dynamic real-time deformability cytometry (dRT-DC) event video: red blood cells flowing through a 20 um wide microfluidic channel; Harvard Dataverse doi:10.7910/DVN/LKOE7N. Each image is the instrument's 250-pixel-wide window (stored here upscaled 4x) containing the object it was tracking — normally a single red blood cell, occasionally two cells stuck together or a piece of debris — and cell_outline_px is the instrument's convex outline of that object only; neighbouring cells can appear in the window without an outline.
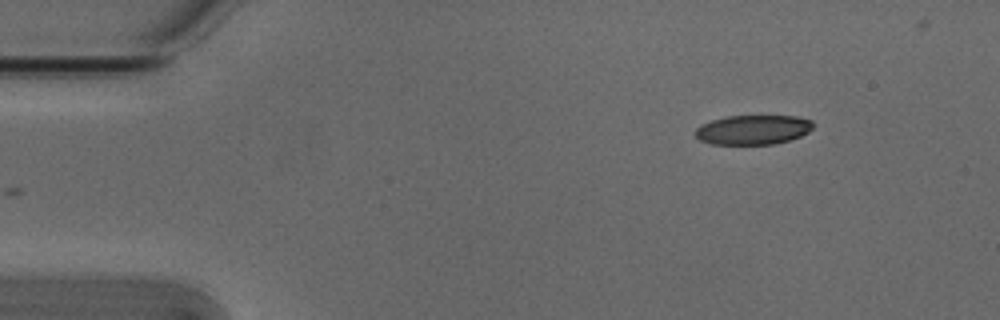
{"species": "Egyptian fruit bat (a non-hibernating species)", "species_latin": "Rousettus aegyptiacus", "temperature_condition": "cold", "stored_images_in_passage": 43, "camera_frame_rate_fps": 3000, "um_per_image_px": 0.085, "animal": {"sex": "male"}, "frame": {"image": 1, "passage_image": 1, "time_ms": 0.0, "image_size_px": [1000, 320], "cell_outline_px": [[812, 128], [808, 132], [800, 136], [788, 140], [772, 144], [712, 144], [700, 140], [696, 136], [696, 128], [700, 124], [712, 120], [728, 116], [796, 116], [812, 120]], "centroid_in_image_um": [63.99, 11.02], "position_along_channel_um": 21.0, "area_um2": 20.11}}
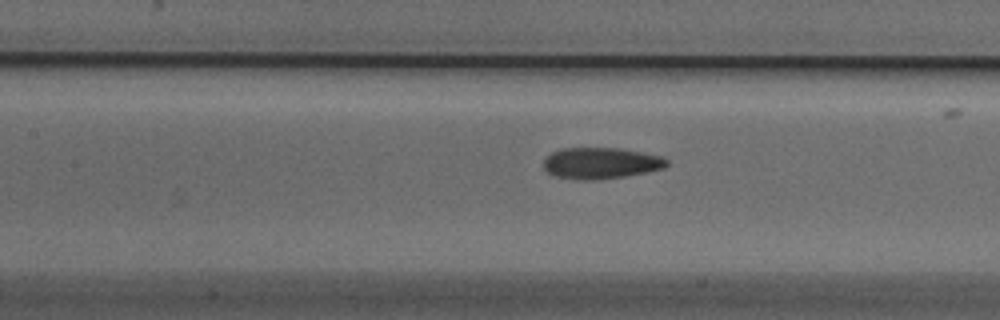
{"frame": {"image": 2, "passage_image": 18, "time_ms": 5.667, "image_size_px": [1000, 320], "cell_outline_px": [[668, 164], [664, 168], [648, 172], [600, 180], [580, 180], [552, 176], [544, 168], [544, 160], [552, 152], [560, 148], [620, 148], [664, 156], [668, 160]], "centroid_in_image_um": [51.09, 13.87], "position_along_channel_um": 156.3, "area_um2": 22.72}}
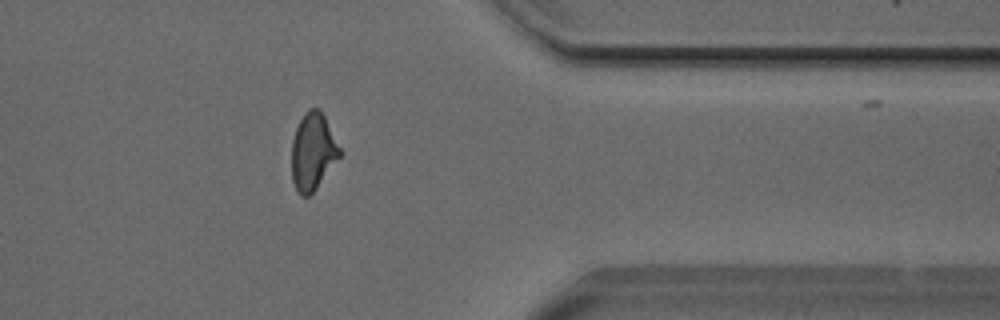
{"frame": {"image": 3, "passage_image": 37, "time_ms": 12.0, "image_size_px": [1000, 320], "cell_outline_px": [[340, 156], [316, 188], [308, 196], [300, 196], [292, 180], [292, 140], [296, 128], [304, 112], [308, 108], [320, 108], [340, 148]], "centroid_in_image_um": [26.57, 12.87], "position_along_channel_um": 384.8, "area_um2": 21.27}}